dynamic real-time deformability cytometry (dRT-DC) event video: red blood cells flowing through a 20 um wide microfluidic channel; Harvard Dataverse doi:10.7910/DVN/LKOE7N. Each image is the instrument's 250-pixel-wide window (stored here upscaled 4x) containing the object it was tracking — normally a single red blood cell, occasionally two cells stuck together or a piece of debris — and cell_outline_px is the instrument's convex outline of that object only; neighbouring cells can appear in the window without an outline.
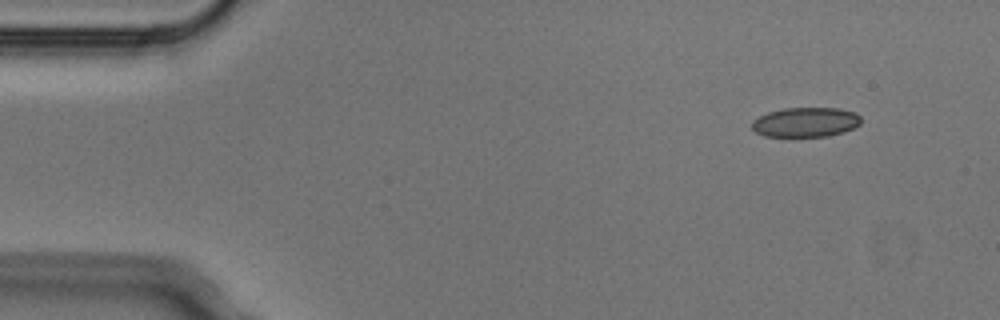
{"species": "Egyptian fruit bat (a non-hibernating species)", "species_latin": "Rousettus aegyptiacus", "temperature_condition": "cold", "stored_images_in_passage": 4, "camera_frame_rate_fps": 3000, "um_per_image_px": 0.085, "animal": {"sex": "male"}, "frame": {"image": 1, "passage_image": 2, "time_ms": 0.333, "image_size_px": [1000, 320], "cell_outline_px": [[860, 124], [844, 132], [828, 136], [764, 136], [756, 132], [752, 128], [752, 120], [768, 112], [784, 108], [840, 108], [856, 112], [860, 116]], "centroid_in_image_um": [68.49, 10.38], "position_along_channel_um": 16.5, "area_um2": 18.84}}